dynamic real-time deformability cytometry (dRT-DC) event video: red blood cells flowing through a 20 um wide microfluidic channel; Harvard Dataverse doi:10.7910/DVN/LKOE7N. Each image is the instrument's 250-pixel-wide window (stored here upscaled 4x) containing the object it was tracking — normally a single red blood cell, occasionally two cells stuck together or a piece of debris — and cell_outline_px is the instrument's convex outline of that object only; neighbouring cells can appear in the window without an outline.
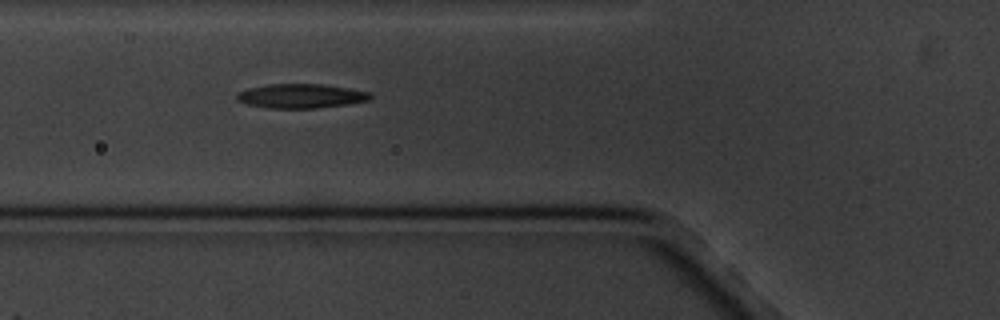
{"species": "common noctule bat (a hibernating species)", "species_latin": "Nyctalus noctula", "temperature_condition": "cold", "stored_images_in_passage": 5, "camera_frame_rate_fps": 3000, "um_per_image_px": 0.085, "animal": {"sex": "male", "body_mass_g": 20.1, "forearm_length_mm": 53.5}, "frame": {"image": 1, "passage_image": 5, "time_ms": 6.333, "image_size_px": [1000, 320], "cell_outline_px": [[372, 100], [348, 104], [316, 108], [268, 108], [248, 104], [236, 100], [236, 96], [240, 92], [248, 88], [268, 84], [324, 84], [372, 92]], "centroid_in_image_um": [25.63, 8.16], "position_along_channel_um": 100.2, "area_um2": 18.96}}